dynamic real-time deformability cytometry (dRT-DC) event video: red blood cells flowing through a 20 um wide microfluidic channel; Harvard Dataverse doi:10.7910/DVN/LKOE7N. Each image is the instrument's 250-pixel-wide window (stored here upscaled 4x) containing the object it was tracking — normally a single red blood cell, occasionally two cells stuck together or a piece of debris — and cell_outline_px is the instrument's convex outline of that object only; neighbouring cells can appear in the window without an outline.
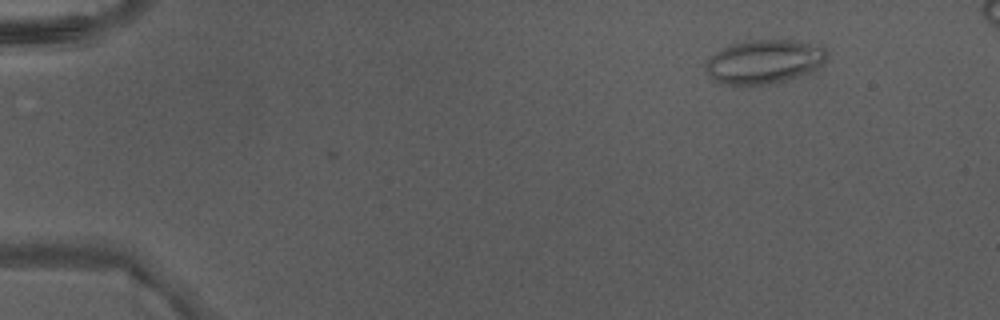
{"species": "Egyptian fruit bat (a non-hibernating species)", "species_latin": "Rousettus aegyptiacus", "temperature_condition": "warm", "stored_images_in_passage": 2, "camera_frame_rate_fps": 3000, "um_per_image_px": 0.085, "animal": {"sex": "male"}, "frame": {"image": 1, "passage_image": 1, "time_ms": 0.0, "image_size_px": [1000, 320], "cell_outline_px": [[828, 56], [824, 64], [808, 72], [772, 84], [720, 84], [704, 68], [704, 64], [716, 52], [728, 44], [752, 40], [796, 40], [820, 44], [828, 52]], "centroid_in_image_um": [64.99, 5.21], "position_along_channel_um": 20.0, "area_um2": 30.98}}